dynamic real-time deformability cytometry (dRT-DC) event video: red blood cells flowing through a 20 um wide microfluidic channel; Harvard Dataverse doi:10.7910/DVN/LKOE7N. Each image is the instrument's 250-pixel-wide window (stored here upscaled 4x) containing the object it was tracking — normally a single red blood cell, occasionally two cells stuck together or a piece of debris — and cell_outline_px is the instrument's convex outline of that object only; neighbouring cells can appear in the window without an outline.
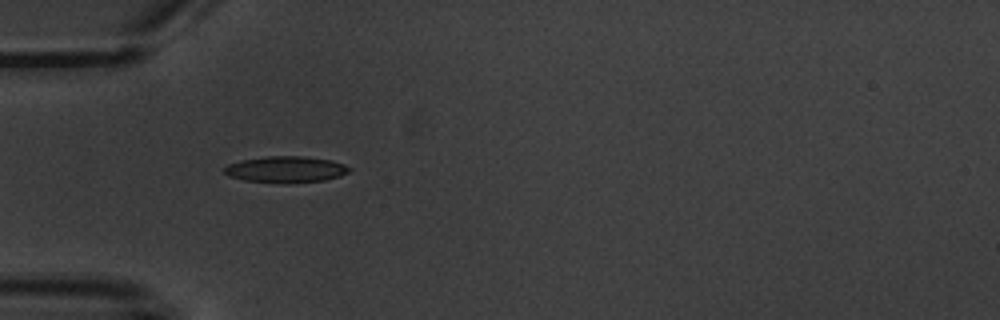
{"species": "common noctule bat (a hibernating species)", "species_latin": "Nyctalus noctula", "temperature_condition": "warm", "stored_images_in_passage": 13, "camera_frame_rate_fps": 3000, "um_per_image_px": 0.085, "animal": {"sex": "male", "body_mass_g": 20.1, "forearm_length_mm": 53.5}, "frame": {"image": 1, "passage_image": 3, "time_ms": 3.0, "image_size_px": [1000, 320], "cell_outline_px": [[352, 168], [348, 172], [340, 176], [324, 180], [288, 184], [280, 184], [244, 180], [228, 176], [224, 172], [224, 168], [228, 164], [244, 160], [268, 156], [304, 156], [332, 160], [344, 164]], "centroid_in_image_um": [24.31, 14.41], "position_along_channel_um": 60.7, "area_um2": 19.36}}
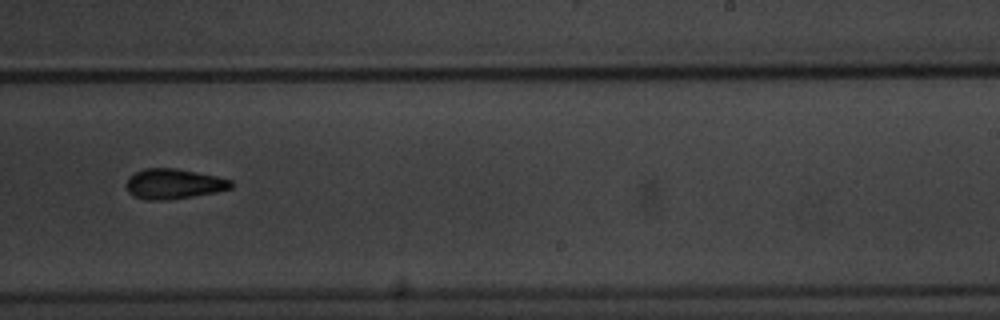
{"frame": {"image": 2, "passage_image": 8, "time_ms": 9.0, "image_size_px": [1000, 320], "cell_outline_px": [[232, 188], [216, 192], [192, 196], [164, 200], [148, 200], [132, 196], [128, 192], [128, 176], [144, 168], [176, 168], [216, 176], [232, 180]], "centroid_in_image_um": [14.76, 15.62], "position_along_channel_um": 274.2, "area_um2": 18.26}}
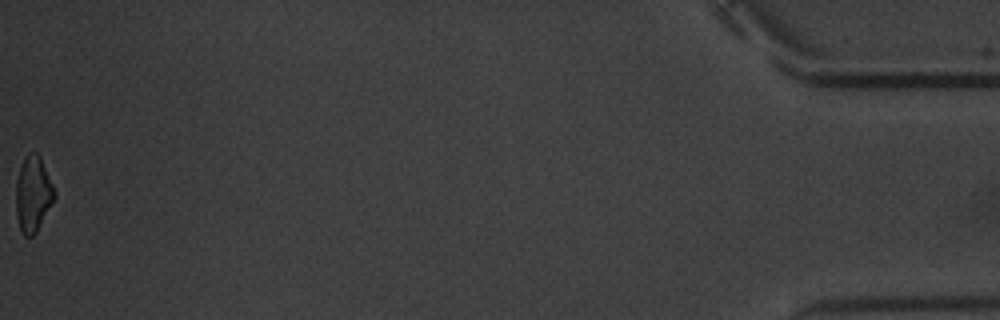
{"frame": {"image": 3, "passage_image": 13, "time_ms": 16.0, "image_size_px": [1000, 320], "cell_outline_px": [[56, 196], [36, 232], [32, 236], [24, 236], [20, 228], [16, 216], [16, 180], [24, 156], [28, 152], [36, 152], [40, 156], [56, 192]], "centroid_in_image_um": [2.8, 16.47], "position_along_channel_um": 432.4, "area_um2": 16.94}, "authors_computed_cell_mechanics": {"area_um2": 18.2648, "velocity_mm_per_s": 3.6042, "shape_relaxation_time_tau1_ms": 2.2035, "shape_relaxation_time_tau2_ms": 7.4668, "deformation_change_tau1": 0.1125, "deformation_change_tau2": 0.1487}}